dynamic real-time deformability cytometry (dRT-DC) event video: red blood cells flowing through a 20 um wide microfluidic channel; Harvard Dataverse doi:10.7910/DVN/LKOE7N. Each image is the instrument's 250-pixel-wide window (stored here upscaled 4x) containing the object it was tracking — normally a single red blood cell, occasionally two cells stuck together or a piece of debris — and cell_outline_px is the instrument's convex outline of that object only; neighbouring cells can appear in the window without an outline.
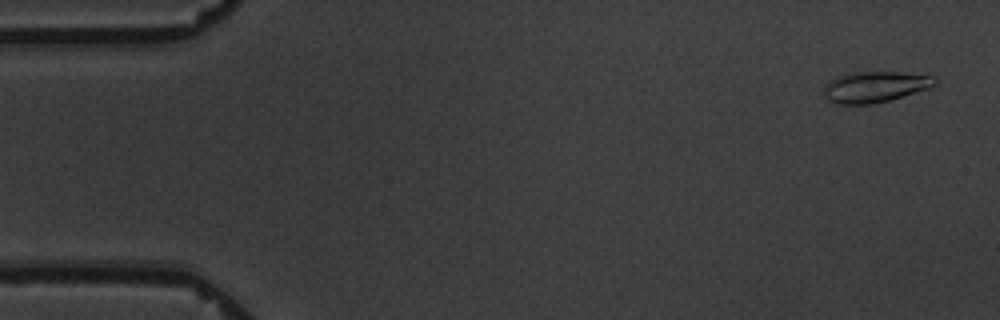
{"species": "common noctule bat (a hibernating species)", "species_latin": "Nyctalus noctula", "temperature_condition": "warm", "stored_images_in_passage": 4, "camera_frame_rate_fps": 3000, "um_per_image_px": 0.085, "animal": {"sex": "male", "body_mass_g": 19.5, "forearm_length_mm": 54.6}, "frame": {"image": 1, "passage_image": 4, "time_ms": 3.667, "image_size_px": [1000, 320], "cell_outline_px": [[936, 84], [928, 88], [888, 100], [872, 104], [836, 104], [828, 100], [824, 96], [824, 84], [840, 76], [852, 72], [904, 72], [932, 76], [936, 80]], "centroid_in_image_um": [74.34, 7.38], "position_along_channel_um": 10.7, "area_um2": 19.77}}